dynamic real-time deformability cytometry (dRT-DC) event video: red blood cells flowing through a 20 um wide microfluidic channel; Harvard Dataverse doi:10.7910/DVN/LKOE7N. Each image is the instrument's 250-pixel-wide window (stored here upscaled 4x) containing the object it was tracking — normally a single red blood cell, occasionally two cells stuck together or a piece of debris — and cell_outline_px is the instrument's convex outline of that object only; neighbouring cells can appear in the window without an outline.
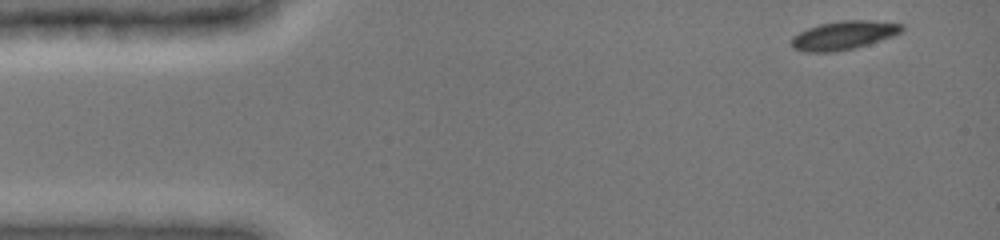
{"species": "common noctule bat (a hibernating species)", "species_latin": "Nyctalus noctula", "temperature_condition": "cold", "stored_images_in_passage": 19, "camera_frame_rate_fps": 3000, "um_per_image_px": 0.085, "animal": {"sex": "female", "body_mass_g": 19.0, "forearm_length_mm": 51.5}, "frame": {"image": 1, "passage_image": 1, "time_ms": 0.0, "image_size_px": [1000, 240], "cell_outline_px": [[904, 28], [900, 32], [892, 36], [856, 48], [836, 52], [804, 52], [792, 48], [792, 36], [808, 28], [820, 24], [844, 20], [868, 20], [904, 24]], "centroid_in_image_um": [71.7, 3.01], "position_along_channel_um": 13.3, "area_um2": 18.38}}
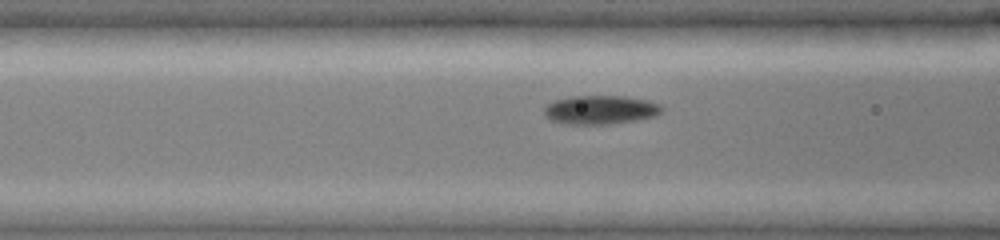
{"frame": {"image": 2, "passage_image": 14, "time_ms": 5.0, "image_size_px": [1000, 240], "cell_outline_px": [[664, 108], [656, 116], [636, 120], [608, 124], [568, 124], [552, 120], [544, 116], [544, 108], [548, 104], [556, 100], [572, 96], [624, 96], [644, 100], [660, 104]], "centroid_in_image_um": [51.03, 9.33], "position_along_channel_um": 115.6, "area_um2": 19.59}}
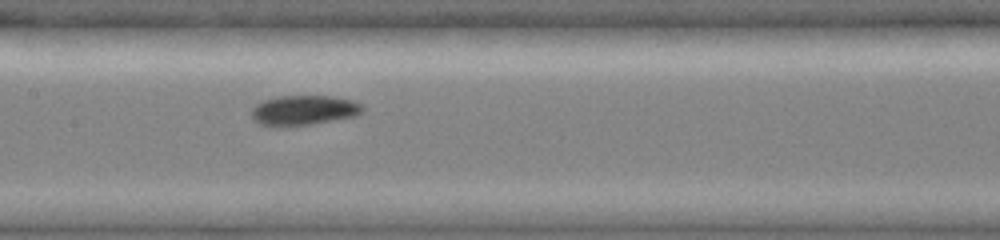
{"frame": {"image": 3, "passage_image": 19, "time_ms": 6.667, "image_size_px": [1000, 240], "cell_outline_px": [[364, 108], [356, 116], [312, 124], [260, 124], [252, 116], [252, 108], [256, 104], [264, 100], [280, 96], [332, 96], [352, 100], [360, 104]], "centroid_in_image_um": [25.87, 9.34], "position_along_channel_um": 181.5, "area_um2": 18.67}}